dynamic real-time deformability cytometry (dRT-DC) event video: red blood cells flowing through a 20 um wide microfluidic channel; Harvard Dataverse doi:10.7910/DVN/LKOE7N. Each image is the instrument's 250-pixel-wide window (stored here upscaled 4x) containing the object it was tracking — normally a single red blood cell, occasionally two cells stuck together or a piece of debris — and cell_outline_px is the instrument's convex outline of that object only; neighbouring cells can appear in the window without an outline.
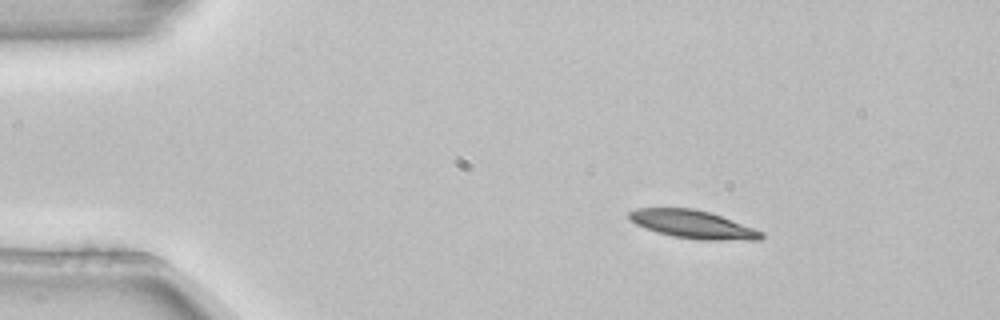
{"species": "common noctule bat (a hibernating species)", "species_latin": "Nyctalus noctula", "temperature_condition": "room temperature", "stored_images_in_passage": 4, "camera_frame_rate_fps": 3000, "um_per_image_px": 0.085, "animal": {"sex": "female", "body_mass_g": 22.7, "forearm_length_mm": 54.2}, "frame": {"image": 1, "passage_image": 2, "time_ms": 0.333, "image_size_px": [1000, 320], "cell_outline_px": [[764, 236], [760, 240], [700, 240], [672, 236], [656, 232], [636, 224], [628, 216], [628, 212], [636, 208], [696, 208], [720, 216], [764, 232]], "centroid_in_image_um": [58.89, 19.07], "position_along_channel_um": 26.1, "area_um2": 21.5}}